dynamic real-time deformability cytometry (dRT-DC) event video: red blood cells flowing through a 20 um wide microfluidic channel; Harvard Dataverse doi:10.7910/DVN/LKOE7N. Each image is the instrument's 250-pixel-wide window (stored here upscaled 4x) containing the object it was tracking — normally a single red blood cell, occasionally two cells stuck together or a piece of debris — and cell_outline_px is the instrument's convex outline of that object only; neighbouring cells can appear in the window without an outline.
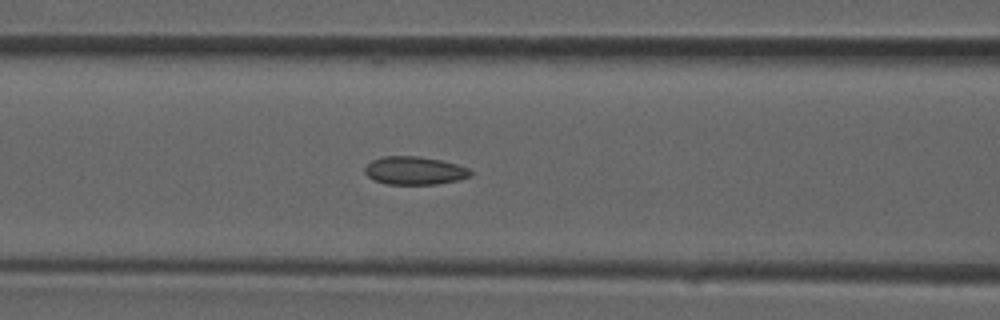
{"species": "common noctule bat (a hibernating species)", "species_latin": "Nyctalus noctula", "temperature_condition": "room temperature", "stored_images_in_passage": 35, "camera_frame_rate_fps": 3000, "um_per_image_px": 0.085, "animal": {"sex": "male", "forearm_length_mm": 52.5}, "frame": {"image": 1, "passage_image": 14, "time_ms": 4.333, "image_size_px": [1000, 320], "cell_outline_px": [[472, 176], [460, 180], [436, 184], [388, 184], [376, 180], [368, 176], [364, 172], [364, 168], [372, 160], [384, 156], [416, 156], [440, 160], [456, 164], [468, 168], [472, 172]], "centroid_in_image_um": [35.26, 14.5], "position_along_channel_um": 131.3, "area_um2": 17.22}}
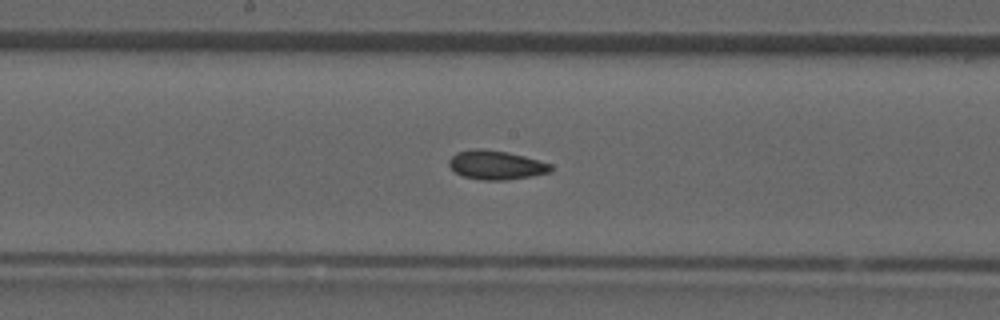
{"frame": {"image": 2, "passage_image": 18, "time_ms": 5.667, "image_size_px": [1000, 320], "cell_outline_px": [[552, 172], [532, 176], [504, 180], [480, 180], [464, 176], [456, 172], [448, 164], [448, 160], [456, 152], [476, 148], [480, 148], [508, 152], [524, 156], [552, 164]], "centroid_in_image_um": [42.18, 14.02], "position_along_channel_um": 206.0, "area_um2": 17.22}}
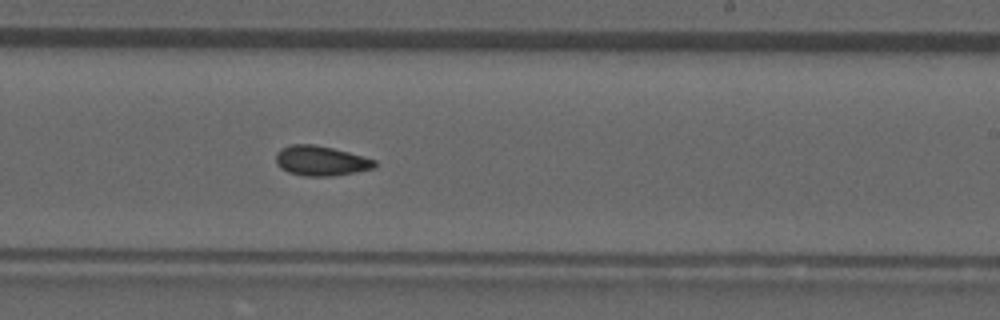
{"frame": {"image": 3, "passage_image": 21, "time_ms": 6.667, "image_size_px": [1000, 320], "cell_outline_px": [[376, 168], [356, 172], [332, 176], [304, 176], [288, 172], [280, 168], [276, 164], [276, 152], [280, 148], [292, 144], [312, 144], [332, 148], [364, 156], [376, 160]], "centroid_in_image_um": [27.27, 13.67], "position_along_channel_um": 261.7, "area_um2": 17.34}}